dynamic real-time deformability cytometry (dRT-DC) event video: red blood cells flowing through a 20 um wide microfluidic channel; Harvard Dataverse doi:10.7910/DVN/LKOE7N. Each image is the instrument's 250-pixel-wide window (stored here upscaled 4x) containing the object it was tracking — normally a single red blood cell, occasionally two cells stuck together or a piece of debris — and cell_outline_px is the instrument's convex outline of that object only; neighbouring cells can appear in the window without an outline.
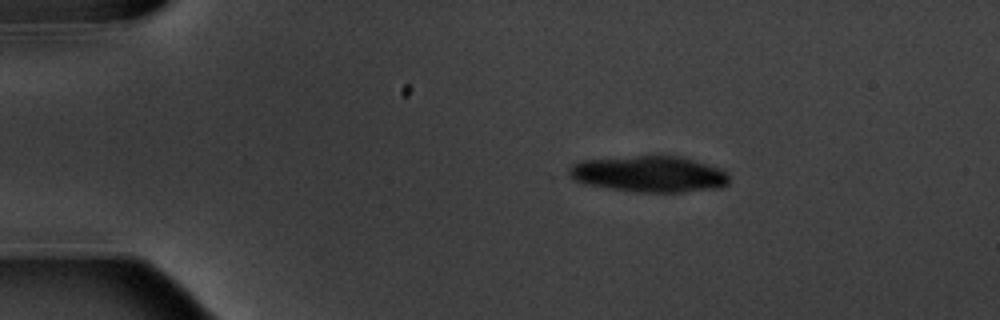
{"species": "common noctule bat (a hibernating species)", "species_latin": "Nyctalus noctula", "temperature_condition": "warm", "stored_images_in_passage": 4, "segment_of_instrument_passage": [1, 2], "camera_frame_rate_fps": 3000, "um_per_image_px": 0.085, "animal": {"sex": "male", "body_mass_g": 20.1, "forearm_length_mm": 53.5}, "frame": {"image": 1, "passage_image": 1, "time_ms": 0.0, "image_size_px": [1000, 320], "cell_outline_px": [[728, 184], [720, 188], [684, 192], [636, 192], [584, 184], [568, 176], [568, 168], [572, 164], [580, 160], [636, 156], [680, 156], [720, 168], [728, 172]], "centroid_in_image_um": [55.17, 14.8], "position_along_channel_um": 29.8, "area_um2": 33.87}}